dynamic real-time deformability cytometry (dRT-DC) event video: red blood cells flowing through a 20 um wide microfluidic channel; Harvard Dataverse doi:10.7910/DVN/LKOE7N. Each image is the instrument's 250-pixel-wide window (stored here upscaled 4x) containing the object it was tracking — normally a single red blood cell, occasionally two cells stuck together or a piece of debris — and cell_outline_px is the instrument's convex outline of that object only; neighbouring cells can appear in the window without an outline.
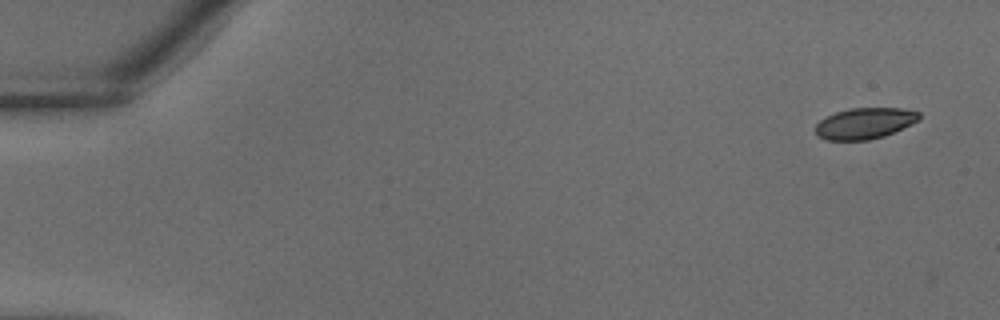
{"species": "common noctule bat (a hibernating species)", "species_latin": "Nyctalus noctula", "temperature_condition": "warm", "stored_images_in_passage": 3, "camera_frame_rate_fps": 3000, "um_per_image_px": 0.085, "animal": {"sex": "male", "body_mass_g": 18.8}, "frame": {"image": 1, "passage_image": 2, "time_ms": 0.333, "image_size_px": [1000, 320], "cell_outline_px": [[920, 120], [912, 124], [884, 136], [868, 140], [824, 140], [816, 136], [816, 124], [820, 120], [836, 112], [852, 108], [900, 108], [920, 112]], "centroid_in_image_um": [73.5, 10.49], "position_along_channel_um": 11.5, "area_um2": 18.79}}